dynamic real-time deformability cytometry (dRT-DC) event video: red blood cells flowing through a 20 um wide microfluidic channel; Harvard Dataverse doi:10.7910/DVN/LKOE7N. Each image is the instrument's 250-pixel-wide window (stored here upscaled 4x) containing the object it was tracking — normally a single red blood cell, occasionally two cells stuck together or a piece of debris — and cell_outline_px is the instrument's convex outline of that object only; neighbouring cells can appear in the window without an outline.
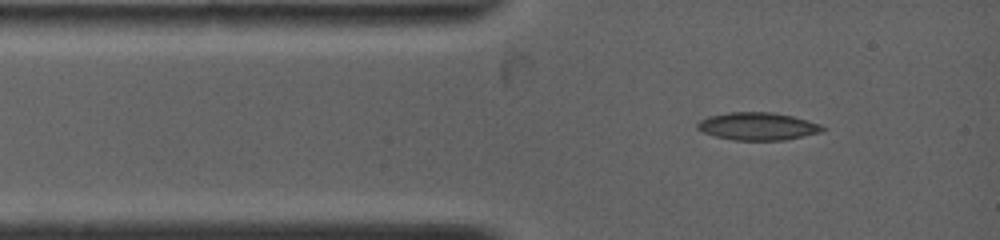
{"species": "common noctule bat (a hibernating species)", "species_latin": "Nyctalus noctula", "temperature_condition": "warm", "stored_images_in_passage": 3, "segment_of_instrument_passage": [1, 2], "camera_frame_rate_fps": 4500, "um_per_image_px": 0.085, "animal": {"sex": "female", "body_mass_g": 19.0, "forearm_length_mm": 53.3}, "frame": {"image": 1, "passage_image": 1, "time_ms": 0.0, "image_size_px": [1000, 240], "cell_outline_px": [[828, 128], [824, 132], [784, 140], [736, 140], [716, 136], [704, 132], [696, 128], [696, 124], [700, 120], [708, 116], [728, 112], [772, 112], [792, 116], [808, 120], [820, 124]], "centroid_in_image_um": [64.45, 10.73], "position_along_channel_um": 20.6, "area_um2": 20.29}}